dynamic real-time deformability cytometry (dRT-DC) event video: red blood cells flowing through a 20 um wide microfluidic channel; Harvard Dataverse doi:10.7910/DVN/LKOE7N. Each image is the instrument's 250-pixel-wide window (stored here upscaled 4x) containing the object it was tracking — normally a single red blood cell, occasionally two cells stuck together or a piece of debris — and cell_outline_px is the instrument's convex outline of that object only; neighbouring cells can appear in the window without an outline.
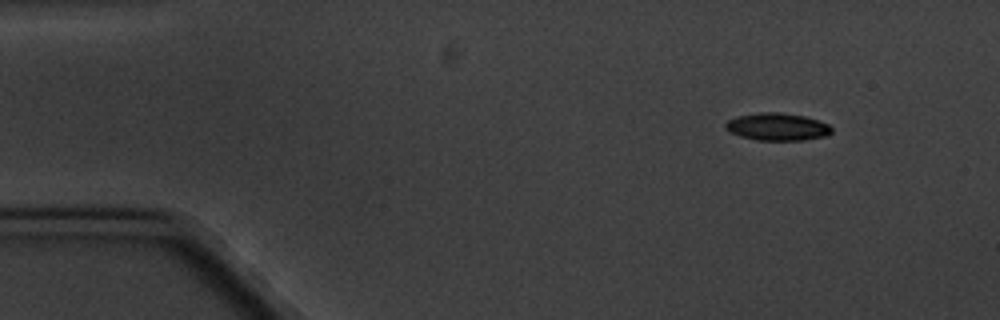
{"species": "common noctule bat (a hibernating species)", "species_latin": "Nyctalus noctula", "temperature_condition": "cold", "stored_images_in_passage": 4, "segment_of_instrument_passage": [1, 2], "camera_frame_rate_fps": 3000, "um_per_image_px": 0.085, "animal": {"sex": "male", "body_mass_g": 20.1, "forearm_length_mm": 53.5}, "frame": {"image": 1, "passage_image": 1, "time_ms": 0.0, "image_size_px": [1000, 320], "cell_outline_px": [[832, 132], [828, 136], [804, 140], [756, 140], [740, 136], [728, 132], [724, 128], [724, 124], [728, 120], [736, 116], [760, 112], [780, 112], [804, 116], [828, 124], [832, 128]], "centroid_in_image_um": [66.04, 10.78], "position_along_channel_um": 19.0, "area_um2": 17.17}}